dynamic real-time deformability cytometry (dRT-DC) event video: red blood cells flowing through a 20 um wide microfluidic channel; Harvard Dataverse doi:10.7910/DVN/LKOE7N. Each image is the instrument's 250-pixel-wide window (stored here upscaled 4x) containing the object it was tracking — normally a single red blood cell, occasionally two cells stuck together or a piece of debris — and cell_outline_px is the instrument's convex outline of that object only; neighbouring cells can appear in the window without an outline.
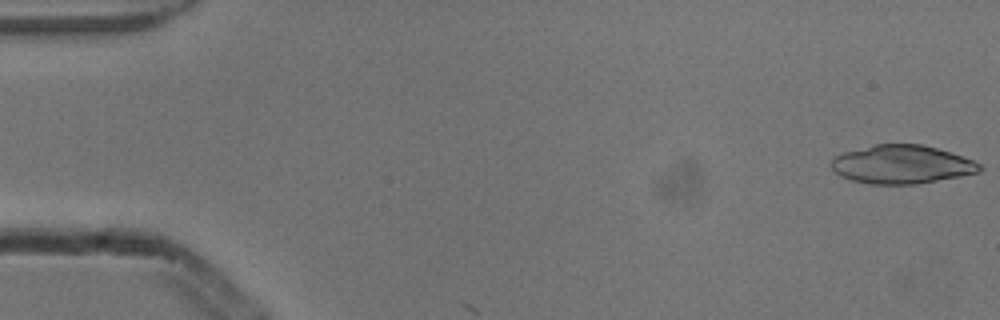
{"species": "common noctule bat (a hibernating species)", "species_latin": "Nyctalus noctula", "temperature_condition": "cold", "stored_images_in_passage": 5, "camera_frame_rate_fps": 3000, "um_per_image_px": 0.085, "animal": {"sex": "male", "body_mass_g": 13.3}, "frame": {"image": 1, "passage_image": 1, "time_ms": 0.0, "image_size_px": [1000, 320], "cell_outline_px": [[984, 168], [980, 172], [960, 176], [916, 184], [868, 184], [852, 180], [840, 176], [832, 168], [832, 156], [844, 152], [876, 144], [920, 144], [936, 148], [972, 160], [980, 164]], "centroid_in_image_um": [76.63, 13.98], "position_along_channel_um": 8.4, "area_um2": 33.06}}